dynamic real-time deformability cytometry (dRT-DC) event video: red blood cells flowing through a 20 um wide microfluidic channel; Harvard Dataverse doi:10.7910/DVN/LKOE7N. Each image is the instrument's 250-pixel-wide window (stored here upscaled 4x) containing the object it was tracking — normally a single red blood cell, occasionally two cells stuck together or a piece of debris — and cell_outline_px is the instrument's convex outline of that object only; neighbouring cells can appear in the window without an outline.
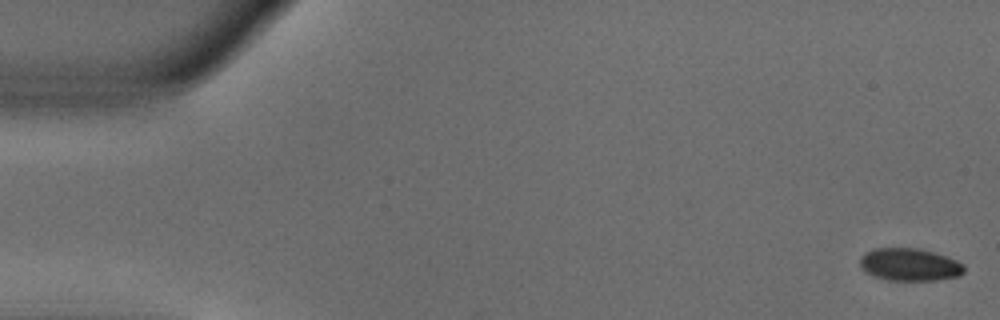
{"species": "common noctule bat (a hibernating species)", "species_latin": "Nyctalus noctula", "temperature_condition": "warm", "stored_images_in_passage": 15, "camera_frame_rate_fps": 3000, "um_per_image_px": 0.085, "animal": {"sex": "male", "body_mass_g": 18.8}, "frame": {"image": 1, "passage_image": 1, "time_ms": 0.0, "image_size_px": [1000, 320], "cell_outline_px": [[964, 272], [956, 276], [936, 280], [888, 280], [876, 276], [868, 272], [860, 264], [860, 256], [864, 252], [872, 248], [920, 248], [948, 256], [964, 264]], "centroid_in_image_um": [77.33, 22.46], "position_along_channel_um": 7.7, "area_um2": 19.71}}